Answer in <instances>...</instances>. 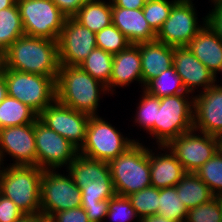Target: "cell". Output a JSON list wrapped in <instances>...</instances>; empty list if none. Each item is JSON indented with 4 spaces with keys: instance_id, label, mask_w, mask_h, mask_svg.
<instances>
[{
    "instance_id": "cell-14",
    "label": "cell",
    "mask_w": 222,
    "mask_h": 222,
    "mask_svg": "<svg viewBox=\"0 0 222 222\" xmlns=\"http://www.w3.org/2000/svg\"><path fill=\"white\" fill-rule=\"evenodd\" d=\"M89 118L88 114L78 112L57 100L38 115L43 124L67 139L78 150L84 143Z\"/></svg>"
},
{
    "instance_id": "cell-35",
    "label": "cell",
    "mask_w": 222,
    "mask_h": 222,
    "mask_svg": "<svg viewBox=\"0 0 222 222\" xmlns=\"http://www.w3.org/2000/svg\"><path fill=\"white\" fill-rule=\"evenodd\" d=\"M177 1L178 0H146L142 11L149 26L156 34L169 17L171 9Z\"/></svg>"
},
{
    "instance_id": "cell-45",
    "label": "cell",
    "mask_w": 222,
    "mask_h": 222,
    "mask_svg": "<svg viewBox=\"0 0 222 222\" xmlns=\"http://www.w3.org/2000/svg\"><path fill=\"white\" fill-rule=\"evenodd\" d=\"M42 214L35 215H23L19 220L15 222H41Z\"/></svg>"
},
{
    "instance_id": "cell-31",
    "label": "cell",
    "mask_w": 222,
    "mask_h": 222,
    "mask_svg": "<svg viewBox=\"0 0 222 222\" xmlns=\"http://www.w3.org/2000/svg\"><path fill=\"white\" fill-rule=\"evenodd\" d=\"M158 214L166 219L185 222L187 207L178 196L176 187L159 189Z\"/></svg>"
},
{
    "instance_id": "cell-38",
    "label": "cell",
    "mask_w": 222,
    "mask_h": 222,
    "mask_svg": "<svg viewBox=\"0 0 222 222\" xmlns=\"http://www.w3.org/2000/svg\"><path fill=\"white\" fill-rule=\"evenodd\" d=\"M25 215L16 204L0 193V222H15Z\"/></svg>"
},
{
    "instance_id": "cell-7",
    "label": "cell",
    "mask_w": 222,
    "mask_h": 222,
    "mask_svg": "<svg viewBox=\"0 0 222 222\" xmlns=\"http://www.w3.org/2000/svg\"><path fill=\"white\" fill-rule=\"evenodd\" d=\"M191 95V96H190ZM194 95L178 94L160 98L154 121L153 145L166 146L193 129Z\"/></svg>"
},
{
    "instance_id": "cell-3",
    "label": "cell",
    "mask_w": 222,
    "mask_h": 222,
    "mask_svg": "<svg viewBox=\"0 0 222 222\" xmlns=\"http://www.w3.org/2000/svg\"><path fill=\"white\" fill-rule=\"evenodd\" d=\"M0 172V193L12 200L25 215L41 212V178L37 166L9 165Z\"/></svg>"
},
{
    "instance_id": "cell-34",
    "label": "cell",
    "mask_w": 222,
    "mask_h": 222,
    "mask_svg": "<svg viewBox=\"0 0 222 222\" xmlns=\"http://www.w3.org/2000/svg\"><path fill=\"white\" fill-rule=\"evenodd\" d=\"M95 39L98 48L113 55L131 45L127 37L113 24L97 32Z\"/></svg>"
},
{
    "instance_id": "cell-36",
    "label": "cell",
    "mask_w": 222,
    "mask_h": 222,
    "mask_svg": "<svg viewBox=\"0 0 222 222\" xmlns=\"http://www.w3.org/2000/svg\"><path fill=\"white\" fill-rule=\"evenodd\" d=\"M139 222V217L128 196L115 195L109 199L108 213L106 222Z\"/></svg>"
},
{
    "instance_id": "cell-15",
    "label": "cell",
    "mask_w": 222,
    "mask_h": 222,
    "mask_svg": "<svg viewBox=\"0 0 222 222\" xmlns=\"http://www.w3.org/2000/svg\"><path fill=\"white\" fill-rule=\"evenodd\" d=\"M96 33L80 24L74 17L66 18L58 37L59 63L79 66L96 48Z\"/></svg>"
},
{
    "instance_id": "cell-28",
    "label": "cell",
    "mask_w": 222,
    "mask_h": 222,
    "mask_svg": "<svg viewBox=\"0 0 222 222\" xmlns=\"http://www.w3.org/2000/svg\"><path fill=\"white\" fill-rule=\"evenodd\" d=\"M25 35L19 8L12 7L0 10V48L7 51L15 40Z\"/></svg>"
},
{
    "instance_id": "cell-53",
    "label": "cell",
    "mask_w": 222,
    "mask_h": 222,
    "mask_svg": "<svg viewBox=\"0 0 222 222\" xmlns=\"http://www.w3.org/2000/svg\"><path fill=\"white\" fill-rule=\"evenodd\" d=\"M4 164L3 161H2V158H1V155H0V172L1 170L4 168Z\"/></svg>"
},
{
    "instance_id": "cell-22",
    "label": "cell",
    "mask_w": 222,
    "mask_h": 222,
    "mask_svg": "<svg viewBox=\"0 0 222 222\" xmlns=\"http://www.w3.org/2000/svg\"><path fill=\"white\" fill-rule=\"evenodd\" d=\"M140 49L142 87L151 79L173 66L174 47L154 40L136 44Z\"/></svg>"
},
{
    "instance_id": "cell-51",
    "label": "cell",
    "mask_w": 222,
    "mask_h": 222,
    "mask_svg": "<svg viewBox=\"0 0 222 222\" xmlns=\"http://www.w3.org/2000/svg\"><path fill=\"white\" fill-rule=\"evenodd\" d=\"M41 222H56V221L54 219H52L51 217H45L42 215Z\"/></svg>"
},
{
    "instance_id": "cell-37",
    "label": "cell",
    "mask_w": 222,
    "mask_h": 222,
    "mask_svg": "<svg viewBox=\"0 0 222 222\" xmlns=\"http://www.w3.org/2000/svg\"><path fill=\"white\" fill-rule=\"evenodd\" d=\"M222 197H214L210 201L189 209L185 222H221Z\"/></svg>"
},
{
    "instance_id": "cell-42",
    "label": "cell",
    "mask_w": 222,
    "mask_h": 222,
    "mask_svg": "<svg viewBox=\"0 0 222 222\" xmlns=\"http://www.w3.org/2000/svg\"><path fill=\"white\" fill-rule=\"evenodd\" d=\"M211 8V10L209 9V13H207V23L222 41V5Z\"/></svg>"
},
{
    "instance_id": "cell-27",
    "label": "cell",
    "mask_w": 222,
    "mask_h": 222,
    "mask_svg": "<svg viewBox=\"0 0 222 222\" xmlns=\"http://www.w3.org/2000/svg\"><path fill=\"white\" fill-rule=\"evenodd\" d=\"M141 89L158 98L190 94L186 91L181 77L176 73L173 66L148 81Z\"/></svg>"
},
{
    "instance_id": "cell-11",
    "label": "cell",
    "mask_w": 222,
    "mask_h": 222,
    "mask_svg": "<svg viewBox=\"0 0 222 222\" xmlns=\"http://www.w3.org/2000/svg\"><path fill=\"white\" fill-rule=\"evenodd\" d=\"M192 1L194 0H178L173 5L169 17L156 34L157 41L172 47L188 46L207 23V15H204L201 19L203 21H200L197 7Z\"/></svg>"
},
{
    "instance_id": "cell-39",
    "label": "cell",
    "mask_w": 222,
    "mask_h": 222,
    "mask_svg": "<svg viewBox=\"0 0 222 222\" xmlns=\"http://www.w3.org/2000/svg\"><path fill=\"white\" fill-rule=\"evenodd\" d=\"M51 218L56 222H90L82 207L57 212Z\"/></svg>"
},
{
    "instance_id": "cell-8",
    "label": "cell",
    "mask_w": 222,
    "mask_h": 222,
    "mask_svg": "<svg viewBox=\"0 0 222 222\" xmlns=\"http://www.w3.org/2000/svg\"><path fill=\"white\" fill-rule=\"evenodd\" d=\"M8 96L28 105L38 115L56 100V79L40 74L6 69Z\"/></svg>"
},
{
    "instance_id": "cell-48",
    "label": "cell",
    "mask_w": 222,
    "mask_h": 222,
    "mask_svg": "<svg viewBox=\"0 0 222 222\" xmlns=\"http://www.w3.org/2000/svg\"><path fill=\"white\" fill-rule=\"evenodd\" d=\"M16 3V0H0V10L12 7Z\"/></svg>"
},
{
    "instance_id": "cell-24",
    "label": "cell",
    "mask_w": 222,
    "mask_h": 222,
    "mask_svg": "<svg viewBox=\"0 0 222 222\" xmlns=\"http://www.w3.org/2000/svg\"><path fill=\"white\" fill-rule=\"evenodd\" d=\"M74 18L90 31L97 33L112 24V3L110 0H87Z\"/></svg>"
},
{
    "instance_id": "cell-19",
    "label": "cell",
    "mask_w": 222,
    "mask_h": 222,
    "mask_svg": "<svg viewBox=\"0 0 222 222\" xmlns=\"http://www.w3.org/2000/svg\"><path fill=\"white\" fill-rule=\"evenodd\" d=\"M150 147L152 146H149L151 186L158 189L175 187L186 174L182 164L167 145L155 146V150Z\"/></svg>"
},
{
    "instance_id": "cell-46",
    "label": "cell",
    "mask_w": 222,
    "mask_h": 222,
    "mask_svg": "<svg viewBox=\"0 0 222 222\" xmlns=\"http://www.w3.org/2000/svg\"><path fill=\"white\" fill-rule=\"evenodd\" d=\"M7 69L6 51L0 48V77L4 75Z\"/></svg>"
},
{
    "instance_id": "cell-44",
    "label": "cell",
    "mask_w": 222,
    "mask_h": 222,
    "mask_svg": "<svg viewBox=\"0 0 222 222\" xmlns=\"http://www.w3.org/2000/svg\"><path fill=\"white\" fill-rule=\"evenodd\" d=\"M139 222H178V221L166 219L165 217H162L159 214H154L152 216L140 218Z\"/></svg>"
},
{
    "instance_id": "cell-4",
    "label": "cell",
    "mask_w": 222,
    "mask_h": 222,
    "mask_svg": "<svg viewBox=\"0 0 222 222\" xmlns=\"http://www.w3.org/2000/svg\"><path fill=\"white\" fill-rule=\"evenodd\" d=\"M136 141L109 162L116 195L130 194L151 186L149 146Z\"/></svg>"
},
{
    "instance_id": "cell-20",
    "label": "cell",
    "mask_w": 222,
    "mask_h": 222,
    "mask_svg": "<svg viewBox=\"0 0 222 222\" xmlns=\"http://www.w3.org/2000/svg\"><path fill=\"white\" fill-rule=\"evenodd\" d=\"M136 81L142 87L141 54L139 47L131 44L127 49L114 54L111 79L106 88L112 96L117 93V87L127 88Z\"/></svg>"
},
{
    "instance_id": "cell-12",
    "label": "cell",
    "mask_w": 222,
    "mask_h": 222,
    "mask_svg": "<svg viewBox=\"0 0 222 222\" xmlns=\"http://www.w3.org/2000/svg\"><path fill=\"white\" fill-rule=\"evenodd\" d=\"M36 166L42 170H61L78 155V149L39 119L34 122Z\"/></svg>"
},
{
    "instance_id": "cell-18",
    "label": "cell",
    "mask_w": 222,
    "mask_h": 222,
    "mask_svg": "<svg viewBox=\"0 0 222 222\" xmlns=\"http://www.w3.org/2000/svg\"><path fill=\"white\" fill-rule=\"evenodd\" d=\"M173 67L181 77L186 91L192 95L205 91L215 84V75L188 47H174Z\"/></svg>"
},
{
    "instance_id": "cell-40",
    "label": "cell",
    "mask_w": 222,
    "mask_h": 222,
    "mask_svg": "<svg viewBox=\"0 0 222 222\" xmlns=\"http://www.w3.org/2000/svg\"><path fill=\"white\" fill-rule=\"evenodd\" d=\"M86 211L90 222H105L108 213L109 199L99 201L93 205H81Z\"/></svg>"
},
{
    "instance_id": "cell-50",
    "label": "cell",
    "mask_w": 222,
    "mask_h": 222,
    "mask_svg": "<svg viewBox=\"0 0 222 222\" xmlns=\"http://www.w3.org/2000/svg\"><path fill=\"white\" fill-rule=\"evenodd\" d=\"M220 72L222 73V69L215 75V84H214V85L222 88V83H219L220 80H219V78H218V76H217ZM217 78H218V79H217ZM218 83H219V84H218Z\"/></svg>"
},
{
    "instance_id": "cell-52",
    "label": "cell",
    "mask_w": 222,
    "mask_h": 222,
    "mask_svg": "<svg viewBox=\"0 0 222 222\" xmlns=\"http://www.w3.org/2000/svg\"><path fill=\"white\" fill-rule=\"evenodd\" d=\"M219 151L222 153V137L219 138Z\"/></svg>"
},
{
    "instance_id": "cell-29",
    "label": "cell",
    "mask_w": 222,
    "mask_h": 222,
    "mask_svg": "<svg viewBox=\"0 0 222 222\" xmlns=\"http://www.w3.org/2000/svg\"><path fill=\"white\" fill-rule=\"evenodd\" d=\"M139 102L136 103L135 115L133 118V127L139 126L154 141V121L156 120L157 110L160 107V98L147 93L142 89ZM138 104V105H137ZM152 136V137H151Z\"/></svg>"
},
{
    "instance_id": "cell-49",
    "label": "cell",
    "mask_w": 222,
    "mask_h": 222,
    "mask_svg": "<svg viewBox=\"0 0 222 222\" xmlns=\"http://www.w3.org/2000/svg\"><path fill=\"white\" fill-rule=\"evenodd\" d=\"M209 2H211L210 7L222 5V0H210Z\"/></svg>"
},
{
    "instance_id": "cell-1",
    "label": "cell",
    "mask_w": 222,
    "mask_h": 222,
    "mask_svg": "<svg viewBox=\"0 0 222 222\" xmlns=\"http://www.w3.org/2000/svg\"><path fill=\"white\" fill-rule=\"evenodd\" d=\"M106 94L109 95L106 85L79 66L60 65L56 79V100L61 104L89 116H99V104L102 95Z\"/></svg>"
},
{
    "instance_id": "cell-26",
    "label": "cell",
    "mask_w": 222,
    "mask_h": 222,
    "mask_svg": "<svg viewBox=\"0 0 222 222\" xmlns=\"http://www.w3.org/2000/svg\"><path fill=\"white\" fill-rule=\"evenodd\" d=\"M38 114L16 98L7 96L0 103V129L34 123Z\"/></svg>"
},
{
    "instance_id": "cell-21",
    "label": "cell",
    "mask_w": 222,
    "mask_h": 222,
    "mask_svg": "<svg viewBox=\"0 0 222 222\" xmlns=\"http://www.w3.org/2000/svg\"><path fill=\"white\" fill-rule=\"evenodd\" d=\"M112 24L127 37L131 44L156 40V33L149 26L142 9L112 6Z\"/></svg>"
},
{
    "instance_id": "cell-23",
    "label": "cell",
    "mask_w": 222,
    "mask_h": 222,
    "mask_svg": "<svg viewBox=\"0 0 222 222\" xmlns=\"http://www.w3.org/2000/svg\"><path fill=\"white\" fill-rule=\"evenodd\" d=\"M187 47L214 75L222 69V41L208 23Z\"/></svg>"
},
{
    "instance_id": "cell-41",
    "label": "cell",
    "mask_w": 222,
    "mask_h": 222,
    "mask_svg": "<svg viewBox=\"0 0 222 222\" xmlns=\"http://www.w3.org/2000/svg\"><path fill=\"white\" fill-rule=\"evenodd\" d=\"M67 17H74L87 0H52Z\"/></svg>"
},
{
    "instance_id": "cell-5",
    "label": "cell",
    "mask_w": 222,
    "mask_h": 222,
    "mask_svg": "<svg viewBox=\"0 0 222 222\" xmlns=\"http://www.w3.org/2000/svg\"><path fill=\"white\" fill-rule=\"evenodd\" d=\"M66 172L81 189V205H93L116 195L109 163L78 154Z\"/></svg>"
},
{
    "instance_id": "cell-25",
    "label": "cell",
    "mask_w": 222,
    "mask_h": 222,
    "mask_svg": "<svg viewBox=\"0 0 222 222\" xmlns=\"http://www.w3.org/2000/svg\"><path fill=\"white\" fill-rule=\"evenodd\" d=\"M175 187L178 196L188 210L215 197L207 184L196 173H186Z\"/></svg>"
},
{
    "instance_id": "cell-6",
    "label": "cell",
    "mask_w": 222,
    "mask_h": 222,
    "mask_svg": "<svg viewBox=\"0 0 222 222\" xmlns=\"http://www.w3.org/2000/svg\"><path fill=\"white\" fill-rule=\"evenodd\" d=\"M118 128L109 123L105 118L90 116L85 140L78 154L93 160L109 163L111 160L124 153L136 141L142 140L122 134Z\"/></svg>"
},
{
    "instance_id": "cell-33",
    "label": "cell",
    "mask_w": 222,
    "mask_h": 222,
    "mask_svg": "<svg viewBox=\"0 0 222 222\" xmlns=\"http://www.w3.org/2000/svg\"><path fill=\"white\" fill-rule=\"evenodd\" d=\"M140 218L158 214L159 189L149 186L128 196Z\"/></svg>"
},
{
    "instance_id": "cell-9",
    "label": "cell",
    "mask_w": 222,
    "mask_h": 222,
    "mask_svg": "<svg viewBox=\"0 0 222 222\" xmlns=\"http://www.w3.org/2000/svg\"><path fill=\"white\" fill-rule=\"evenodd\" d=\"M26 36L58 40L66 16L52 0H16Z\"/></svg>"
},
{
    "instance_id": "cell-47",
    "label": "cell",
    "mask_w": 222,
    "mask_h": 222,
    "mask_svg": "<svg viewBox=\"0 0 222 222\" xmlns=\"http://www.w3.org/2000/svg\"><path fill=\"white\" fill-rule=\"evenodd\" d=\"M8 96L7 84L4 75L0 77V103Z\"/></svg>"
},
{
    "instance_id": "cell-43",
    "label": "cell",
    "mask_w": 222,
    "mask_h": 222,
    "mask_svg": "<svg viewBox=\"0 0 222 222\" xmlns=\"http://www.w3.org/2000/svg\"><path fill=\"white\" fill-rule=\"evenodd\" d=\"M112 6L126 9H143L146 0H110Z\"/></svg>"
},
{
    "instance_id": "cell-13",
    "label": "cell",
    "mask_w": 222,
    "mask_h": 222,
    "mask_svg": "<svg viewBox=\"0 0 222 222\" xmlns=\"http://www.w3.org/2000/svg\"><path fill=\"white\" fill-rule=\"evenodd\" d=\"M167 146L186 173H195L219 150V137L192 129L173 139Z\"/></svg>"
},
{
    "instance_id": "cell-32",
    "label": "cell",
    "mask_w": 222,
    "mask_h": 222,
    "mask_svg": "<svg viewBox=\"0 0 222 222\" xmlns=\"http://www.w3.org/2000/svg\"><path fill=\"white\" fill-rule=\"evenodd\" d=\"M215 197H222V153L218 150L196 172Z\"/></svg>"
},
{
    "instance_id": "cell-17",
    "label": "cell",
    "mask_w": 222,
    "mask_h": 222,
    "mask_svg": "<svg viewBox=\"0 0 222 222\" xmlns=\"http://www.w3.org/2000/svg\"><path fill=\"white\" fill-rule=\"evenodd\" d=\"M193 129L222 137V88L213 85L194 95Z\"/></svg>"
},
{
    "instance_id": "cell-16",
    "label": "cell",
    "mask_w": 222,
    "mask_h": 222,
    "mask_svg": "<svg viewBox=\"0 0 222 222\" xmlns=\"http://www.w3.org/2000/svg\"><path fill=\"white\" fill-rule=\"evenodd\" d=\"M0 155L13 163L9 165L36 166L34 123L0 129Z\"/></svg>"
},
{
    "instance_id": "cell-10",
    "label": "cell",
    "mask_w": 222,
    "mask_h": 222,
    "mask_svg": "<svg viewBox=\"0 0 222 222\" xmlns=\"http://www.w3.org/2000/svg\"><path fill=\"white\" fill-rule=\"evenodd\" d=\"M63 173V174H62ZM44 170L41 178V212L45 217L81 207V189L67 172Z\"/></svg>"
},
{
    "instance_id": "cell-30",
    "label": "cell",
    "mask_w": 222,
    "mask_h": 222,
    "mask_svg": "<svg viewBox=\"0 0 222 222\" xmlns=\"http://www.w3.org/2000/svg\"><path fill=\"white\" fill-rule=\"evenodd\" d=\"M113 54L101 48H94L79 67L89 73L93 78L107 85L111 79Z\"/></svg>"
},
{
    "instance_id": "cell-2",
    "label": "cell",
    "mask_w": 222,
    "mask_h": 222,
    "mask_svg": "<svg viewBox=\"0 0 222 222\" xmlns=\"http://www.w3.org/2000/svg\"><path fill=\"white\" fill-rule=\"evenodd\" d=\"M7 69L57 79L60 68L56 40L22 36L6 51Z\"/></svg>"
}]
</instances>
